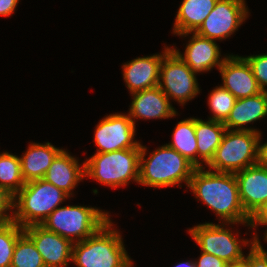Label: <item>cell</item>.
<instances>
[{
	"label": "cell",
	"mask_w": 267,
	"mask_h": 267,
	"mask_svg": "<svg viewBox=\"0 0 267 267\" xmlns=\"http://www.w3.org/2000/svg\"><path fill=\"white\" fill-rule=\"evenodd\" d=\"M83 178H85V163L80 166L76 158L66 150H62L51 163L43 179L70 196L73 195L71 190Z\"/></svg>",
	"instance_id": "ac0fdd59"
},
{
	"label": "cell",
	"mask_w": 267,
	"mask_h": 267,
	"mask_svg": "<svg viewBox=\"0 0 267 267\" xmlns=\"http://www.w3.org/2000/svg\"><path fill=\"white\" fill-rule=\"evenodd\" d=\"M260 133L226 130L213 159L207 165L216 172L237 173L257 163Z\"/></svg>",
	"instance_id": "52a82bcc"
},
{
	"label": "cell",
	"mask_w": 267,
	"mask_h": 267,
	"mask_svg": "<svg viewBox=\"0 0 267 267\" xmlns=\"http://www.w3.org/2000/svg\"><path fill=\"white\" fill-rule=\"evenodd\" d=\"M194 170L188 187L198 200H202L221 218L224 224H247L250 216L245 212L239 197L235 174L204 170Z\"/></svg>",
	"instance_id": "6da1fadb"
},
{
	"label": "cell",
	"mask_w": 267,
	"mask_h": 267,
	"mask_svg": "<svg viewBox=\"0 0 267 267\" xmlns=\"http://www.w3.org/2000/svg\"><path fill=\"white\" fill-rule=\"evenodd\" d=\"M109 220L83 241L73 243L72 261L77 267H132L120 233Z\"/></svg>",
	"instance_id": "7a4b0ae2"
},
{
	"label": "cell",
	"mask_w": 267,
	"mask_h": 267,
	"mask_svg": "<svg viewBox=\"0 0 267 267\" xmlns=\"http://www.w3.org/2000/svg\"><path fill=\"white\" fill-rule=\"evenodd\" d=\"M261 133L258 139L257 165L267 168V143L260 145Z\"/></svg>",
	"instance_id": "836d02e7"
},
{
	"label": "cell",
	"mask_w": 267,
	"mask_h": 267,
	"mask_svg": "<svg viewBox=\"0 0 267 267\" xmlns=\"http://www.w3.org/2000/svg\"><path fill=\"white\" fill-rule=\"evenodd\" d=\"M14 196H12L7 190L0 187V221L3 224H7L13 221V215L7 213V211L13 210Z\"/></svg>",
	"instance_id": "f546056e"
},
{
	"label": "cell",
	"mask_w": 267,
	"mask_h": 267,
	"mask_svg": "<svg viewBox=\"0 0 267 267\" xmlns=\"http://www.w3.org/2000/svg\"><path fill=\"white\" fill-rule=\"evenodd\" d=\"M109 220L108 213L98 208L69 205L57 207L41 226L76 243L93 235Z\"/></svg>",
	"instance_id": "8992f818"
},
{
	"label": "cell",
	"mask_w": 267,
	"mask_h": 267,
	"mask_svg": "<svg viewBox=\"0 0 267 267\" xmlns=\"http://www.w3.org/2000/svg\"><path fill=\"white\" fill-rule=\"evenodd\" d=\"M227 128L222 122L208 120L203 121L195 118V135L197 141V168L203 167L202 162L206 165L213 159L217 148ZM201 158L202 162L198 160Z\"/></svg>",
	"instance_id": "7402d4cb"
},
{
	"label": "cell",
	"mask_w": 267,
	"mask_h": 267,
	"mask_svg": "<svg viewBox=\"0 0 267 267\" xmlns=\"http://www.w3.org/2000/svg\"><path fill=\"white\" fill-rule=\"evenodd\" d=\"M175 267H196L195 262L187 261L177 264Z\"/></svg>",
	"instance_id": "e575fe53"
},
{
	"label": "cell",
	"mask_w": 267,
	"mask_h": 267,
	"mask_svg": "<svg viewBox=\"0 0 267 267\" xmlns=\"http://www.w3.org/2000/svg\"><path fill=\"white\" fill-rule=\"evenodd\" d=\"M208 99L209 108L213 112V116L209 119L224 123L234 107L235 96L224 87L216 86Z\"/></svg>",
	"instance_id": "484cf974"
},
{
	"label": "cell",
	"mask_w": 267,
	"mask_h": 267,
	"mask_svg": "<svg viewBox=\"0 0 267 267\" xmlns=\"http://www.w3.org/2000/svg\"><path fill=\"white\" fill-rule=\"evenodd\" d=\"M228 267H248L247 262L245 260L229 264Z\"/></svg>",
	"instance_id": "d590c367"
},
{
	"label": "cell",
	"mask_w": 267,
	"mask_h": 267,
	"mask_svg": "<svg viewBox=\"0 0 267 267\" xmlns=\"http://www.w3.org/2000/svg\"><path fill=\"white\" fill-rule=\"evenodd\" d=\"M248 225L252 228L257 225L267 226V200L250 216Z\"/></svg>",
	"instance_id": "1f68e13d"
},
{
	"label": "cell",
	"mask_w": 267,
	"mask_h": 267,
	"mask_svg": "<svg viewBox=\"0 0 267 267\" xmlns=\"http://www.w3.org/2000/svg\"><path fill=\"white\" fill-rule=\"evenodd\" d=\"M251 67L257 84L262 91H267V54L243 57Z\"/></svg>",
	"instance_id": "83f0119b"
},
{
	"label": "cell",
	"mask_w": 267,
	"mask_h": 267,
	"mask_svg": "<svg viewBox=\"0 0 267 267\" xmlns=\"http://www.w3.org/2000/svg\"><path fill=\"white\" fill-rule=\"evenodd\" d=\"M260 243L258 236L254 235L250 252L244 258L248 267H267V252Z\"/></svg>",
	"instance_id": "f1b7e54d"
},
{
	"label": "cell",
	"mask_w": 267,
	"mask_h": 267,
	"mask_svg": "<svg viewBox=\"0 0 267 267\" xmlns=\"http://www.w3.org/2000/svg\"><path fill=\"white\" fill-rule=\"evenodd\" d=\"M49 142L45 144L31 143L21 155V174L26 182L44 178L55 157L62 151Z\"/></svg>",
	"instance_id": "ffe728a7"
},
{
	"label": "cell",
	"mask_w": 267,
	"mask_h": 267,
	"mask_svg": "<svg viewBox=\"0 0 267 267\" xmlns=\"http://www.w3.org/2000/svg\"><path fill=\"white\" fill-rule=\"evenodd\" d=\"M11 267H45L41 254L25 233L16 241Z\"/></svg>",
	"instance_id": "d4e9b609"
},
{
	"label": "cell",
	"mask_w": 267,
	"mask_h": 267,
	"mask_svg": "<svg viewBox=\"0 0 267 267\" xmlns=\"http://www.w3.org/2000/svg\"><path fill=\"white\" fill-rule=\"evenodd\" d=\"M23 233V228L13 221L0 228V267H11L16 241Z\"/></svg>",
	"instance_id": "4316f807"
},
{
	"label": "cell",
	"mask_w": 267,
	"mask_h": 267,
	"mask_svg": "<svg viewBox=\"0 0 267 267\" xmlns=\"http://www.w3.org/2000/svg\"><path fill=\"white\" fill-rule=\"evenodd\" d=\"M69 197L63 190L43 178L28 181L14 196L13 222L22 228L41 225L60 203Z\"/></svg>",
	"instance_id": "277c9868"
},
{
	"label": "cell",
	"mask_w": 267,
	"mask_h": 267,
	"mask_svg": "<svg viewBox=\"0 0 267 267\" xmlns=\"http://www.w3.org/2000/svg\"><path fill=\"white\" fill-rule=\"evenodd\" d=\"M218 0H183L176 14L173 33L188 36L196 32Z\"/></svg>",
	"instance_id": "44dd1931"
},
{
	"label": "cell",
	"mask_w": 267,
	"mask_h": 267,
	"mask_svg": "<svg viewBox=\"0 0 267 267\" xmlns=\"http://www.w3.org/2000/svg\"><path fill=\"white\" fill-rule=\"evenodd\" d=\"M195 265L196 267H228L229 264L217 256L202 252Z\"/></svg>",
	"instance_id": "4dcf8cb0"
},
{
	"label": "cell",
	"mask_w": 267,
	"mask_h": 267,
	"mask_svg": "<svg viewBox=\"0 0 267 267\" xmlns=\"http://www.w3.org/2000/svg\"><path fill=\"white\" fill-rule=\"evenodd\" d=\"M4 224L0 221V228L3 226Z\"/></svg>",
	"instance_id": "74e56055"
},
{
	"label": "cell",
	"mask_w": 267,
	"mask_h": 267,
	"mask_svg": "<svg viewBox=\"0 0 267 267\" xmlns=\"http://www.w3.org/2000/svg\"><path fill=\"white\" fill-rule=\"evenodd\" d=\"M24 185L20 157L8 152L0 154V187L15 196Z\"/></svg>",
	"instance_id": "cb8c5ba5"
},
{
	"label": "cell",
	"mask_w": 267,
	"mask_h": 267,
	"mask_svg": "<svg viewBox=\"0 0 267 267\" xmlns=\"http://www.w3.org/2000/svg\"><path fill=\"white\" fill-rule=\"evenodd\" d=\"M159 80L158 86L168 99L171 97L181 105L200 91L195 73L172 49L162 59Z\"/></svg>",
	"instance_id": "ba28073f"
},
{
	"label": "cell",
	"mask_w": 267,
	"mask_h": 267,
	"mask_svg": "<svg viewBox=\"0 0 267 267\" xmlns=\"http://www.w3.org/2000/svg\"><path fill=\"white\" fill-rule=\"evenodd\" d=\"M135 125L126 114H110L96 126L94 141L97 153H108L122 149L141 148L140 142L134 141Z\"/></svg>",
	"instance_id": "8fae6325"
},
{
	"label": "cell",
	"mask_w": 267,
	"mask_h": 267,
	"mask_svg": "<svg viewBox=\"0 0 267 267\" xmlns=\"http://www.w3.org/2000/svg\"><path fill=\"white\" fill-rule=\"evenodd\" d=\"M267 115V91L236 99L227 120L223 123L228 130H249L260 133L256 129L244 127V125L261 120ZM235 128V129H234Z\"/></svg>",
	"instance_id": "d6986e66"
},
{
	"label": "cell",
	"mask_w": 267,
	"mask_h": 267,
	"mask_svg": "<svg viewBox=\"0 0 267 267\" xmlns=\"http://www.w3.org/2000/svg\"><path fill=\"white\" fill-rule=\"evenodd\" d=\"M41 254L45 267H67L72 261L73 243L62 236L46 230L41 225L23 228Z\"/></svg>",
	"instance_id": "7c38bea8"
},
{
	"label": "cell",
	"mask_w": 267,
	"mask_h": 267,
	"mask_svg": "<svg viewBox=\"0 0 267 267\" xmlns=\"http://www.w3.org/2000/svg\"><path fill=\"white\" fill-rule=\"evenodd\" d=\"M161 54L139 57L123 64V77L131 93L155 88L159 84L160 65L169 47Z\"/></svg>",
	"instance_id": "5bb4252c"
},
{
	"label": "cell",
	"mask_w": 267,
	"mask_h": 267,
	"mask_svg": "<svg viewBox=\"0 0 267 267\" xmlns=\"http://www.w3.org/2000/svg\"><path fill=\"white\" fill-rule=\"evenodd\" d=\"M186 157L197 167V141L195 135V118L178 122L173 132V141L166 144Z\"/></svg>",
	"instance_id": "603a6c76"
},
{
	"label": "cell",
	"mask_w": 267,
	"mask_h": 267,
	"mask_svg": "<svg viewBox=\"0 0 267 267\" xmlns=\"http://www.w3.org/2000/svg\"><path fill=\"white\" fill-rule=\"evenodd\" d=\"M265 233H266V234H265V241H267V230H266Z\"/></svg>",
	"instance_id": "8d00e7d4"
},
{
	"label": "cell",
	"mask_w": 267,
	"mask_h": 267,
	"mask_svg": "<svg viewBox=\"0 0 267 267\" xmlns=\"http://www.w3.org/2000/svg\"><path fill=\"white\" fill-rule=\"evenodd\" d=\"M133 100L128 116L135 125L137 118L165 119L176 116L177 112L159 86L131 93ZM134 118V119H133Z\"/></svg>",
	"instance_id": "2e32d148"
},
{
	"label": "cell",
	"mask_w": 267,
	"mask_h": 267,
	"mask_svg": "<svg viewBox=\"0 0 267 267\" xmlns=\"http://www.w3.org/2000/svg\"><path fill=\"white\" fill-rule=\"evenodd\" d=\"M241 204L251 216L267 200V168L255 164L235 173Z\"/></svg>",
	"instance_id": "9a60e30c"
},
{
	"label": "cell",
	"mask_w": 267,
	"mask_h": 267,
	"mask_svg": "<svg viewBox=\"0 0 267 267\" xmlns=\"http://www.w3.org/2000/svg\"><path fill=\"white\" fill-rule=\"evenodd\" d=\"M141 148L122 149L108 153H95L85 163V177L95 179L112 188L138 183Z\"/></svg>",
	"instance_id": "5b68a950"
},
{
	"label": "cell",
	"mask_w": 267,
	"mask_h": 267,
	"mask_svg": "<svg viewBox=\"0 0 267 267\" xmlns=\"http://www.w3.org/2000/svg\"><path fill=\"white\" fill-rule=\"evenodd\" d=\"M244 0H218L196 33L212 40L231 36L248 17Z\"/></svg>",
	"instance_id": "30bf717a"
},
{
	"label": "cell",
	"mask_w": 267,
	"mask_h": 267,
	"mask_svg": "<svg viewBox=\"0 0 267 267\" xmlns=\"http://www.w3.org/2000/svg\"><path fill=\"white\" fill-rule=\"evenodd\" d=\"M218 70L223 80L222 87L231 92L236 99L253 96L262 91L250 65L241 56L227 55Z\"/></svg>",
	"instance_id": "4fadbf2b"
},
{
	"label": "cell",
	"mask_w": 267,
	"mask_h": 267,
	"mask_svg": "<svg viewBox=\"0 0 267 267\" xmlns=\"http://www.w3.org/2000/svg\"><path fill=\"white\" fill-rule=\"evenodd\" d=\"M147 147L141 145L138 183L150 187H170L185 182L187 187L197 168L186 157L167 145L157 148L145 159Z\"/></svg>",
	"instance_id": "3957f363"
},
{
	"label": "cell",
	"mask_w": 267,
	"mask_h": 267,
	"mask_svg": "<svg viewBox=\"0 0 267 267\" xmlns=\"http://www.w3.org/2000/svg\"><path fill=\"white\" fill-rule=\"evenodd\" d=\"M195 73L205 72L211 70L214 66L218 69L222 65L226 57L222 59L219 46L215 40L202 37L196 32L186 45L184 54L179 50L171 48ZM221 57V59H220Z\"/></svg>",
	"instance_id": "e0dca14e"
},
{
	"label": "cell",
	"mask_w": 267,
	"mask_h": 267,
	"mask_svg": "<svg viewBox=\"0 0 267 267\" xmlns=\"http://www.w3.org/2000/svg\"><path fill=\"white\" fill-rule=\"evenodd\" d=\"M224 224L205 223L189 229L190 236L201 252L212 254L223 259L228 264L243 261L245 255L242 252L241 241L238 240L230 229L224 228Z\"/></svg>",
	"instance_id": "9c48e42d"
},
{
	"label": "cell",
	"mask_w": 267,
	"mask_h": 267,
	"mask_svg": "<svg viewBox=\"0 0 267 267\" xmlns=\"http://www.w3.org/2000/svg\"><path fill=\"white\" fill-rule=\"evenodd\" d=\"M19 0H0V15L10 16L15 11Z\"/></svg>",
	"instance_id": "d6a6232c"
}]
</instances>
